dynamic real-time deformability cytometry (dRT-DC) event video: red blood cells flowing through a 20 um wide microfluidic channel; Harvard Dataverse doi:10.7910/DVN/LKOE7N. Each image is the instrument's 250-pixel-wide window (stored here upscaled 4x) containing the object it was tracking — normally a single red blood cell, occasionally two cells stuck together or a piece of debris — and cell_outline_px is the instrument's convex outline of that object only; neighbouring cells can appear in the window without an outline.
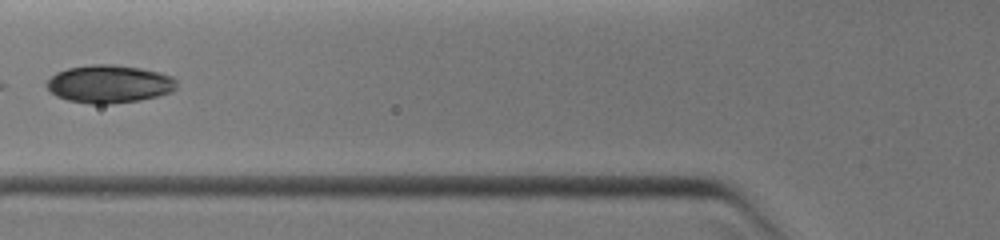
{"species": "common noctule bat (a hibernating species)", "species_latin": "Nyctalus noctula", "temperature_condition": "warm", "stored_images_in_passage": 32, "camera_frame_rate_fps": 3000, "um_per_image_px": 0.085, "animal": {"sex": "female", "body_mass_g": 19.0, "forearm_length_mm": 51.5}, "frame": {"image": 1, "passage_image": 11, "time_ms": 4.667, "image_size_px": [1000, 240], "cell_outline_px": [[176, 88], [172, 92], [140, 100], [108, 104], [92, 104], [68, 100], [56, 96], [44, 84], [56, 72], [68, 68], [92, 64], [112, 64], [140, 68], [160, 72], [172, 76], [176, 80]], "centroid_in_image_um": [9.29, 7.13], "position_along_channel_um": 116.5, "area_um2": 28.73}}
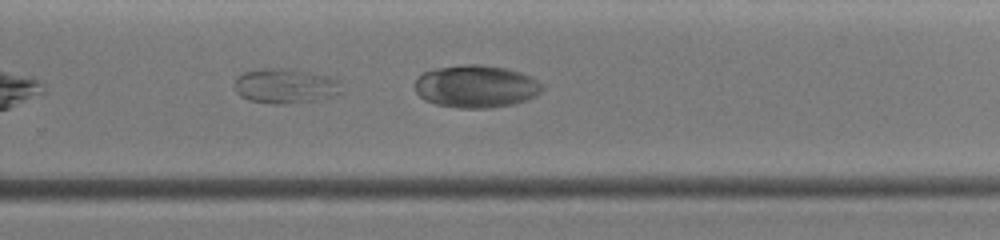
{"frame": {"image": 2, "passage_image": 18, "time_ms": 8.333, "image_size_px": [1000, 240], "cell_outline_px": [[344, 92], [332, 96], [316, 100], [284, 104], [268, 104], [248, 100], [240, 96], [236, 92], [232, 84], [236, 76], [244, 72], [260, 68], [292, 68], [312, 72], [328, 76], [340, 80]], "centroid_in_image_um": [24.24, 7.3], "position_along_channel_um": 305.6, "area_um2": 22.43}}
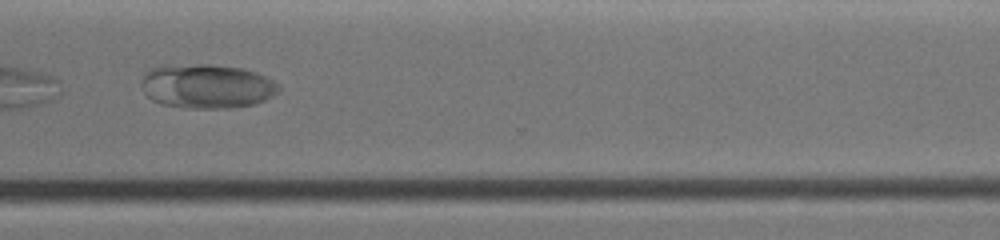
{"frame": {"image": 3, "passage_image": 21, "time_ms": 9.667, "image_size_px": [1000, 240], "cell_outline_px": [[280, 92], [256, 104], [232, 108], [184, 108], [160, 104], [152, 100], [144, 92], [140, 84], [140, 80], [144, 72], [152, 68], [172, 64], [212, 64], [244, 68], [256, 72], [280, 84]], "centroid_in_image_um": [17.57, 7.32], "position_along_channel_um": 353.0, "area_um2": 36.07}}